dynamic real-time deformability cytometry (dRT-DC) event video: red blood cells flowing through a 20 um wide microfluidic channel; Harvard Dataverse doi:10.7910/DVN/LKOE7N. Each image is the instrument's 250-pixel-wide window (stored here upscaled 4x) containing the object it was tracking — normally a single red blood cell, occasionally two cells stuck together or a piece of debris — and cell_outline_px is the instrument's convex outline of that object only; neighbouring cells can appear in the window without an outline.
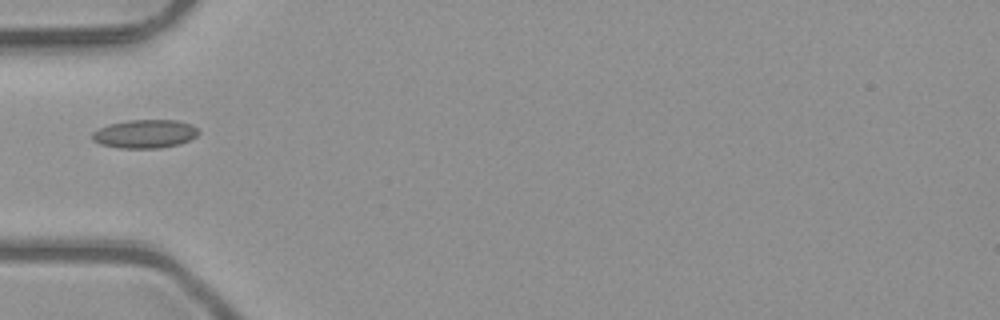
{"species": "common noctule bat (a hibernating species)", "species_latin": "Nyctalus noctula", "temperature_condition": "room temperature", "stored_images_in_passage": 7, "camera_frame_rate_fps": 3000, "um_per_image_px": 0.085, "animal": {"sex": "male", "body_mass_g": 23.1, "forearm_length_mm": 52.7}, "frame": {"image": 1, "passage_image": 6, "time_ms": 1.667, "image_size_px": [1000, 320], "cell_outline_px": [[200, 132], [196, 136], [180, 144], [160, 148], [120, 148], [100, 144], [92, 140], [92, 132], [108, 124], [128, 120], [176, 120], [192, 124]], "centroid_in_image_um": [12.31, 11.38], "position_along_channel_um": 72.7, "area_um2": 17.69}}
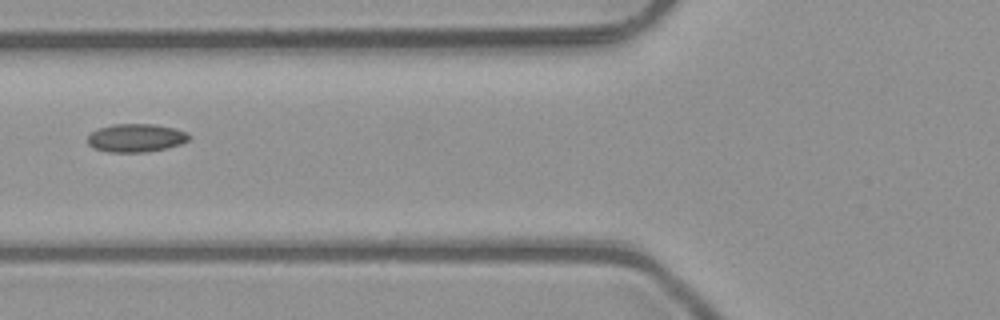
{"frame": {"image": 2, "passage_image": 7, "time_ms": 2.0, "image_size_px": [1000, 320], "cell_outline_px": [[192, 136], [188, 140], [180, 144], [164, 148], [144, 152], [108, 152], [96, 148], [88, 144], [88, 136], [96, 128], [112, 124], [156, 124], [188, 132]], "centroid_in_image_um": [11.56, 11.71], "position_along_channel_um": 114.2, "area_um2": 16.65}}